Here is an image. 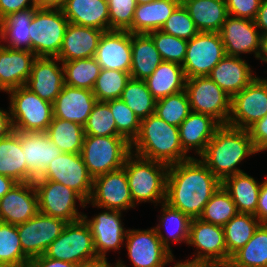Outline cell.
I'll list each match as a JSON object with an SVG mask.
<instances>
[{
    "mask_svg": "<svg viewBox=\"0 0 267 267\" xmlns=\"http://www.w3.org/2000/svg\"><path fill=\"white\" fill-rule=\"evenodd\" d=\"M63 86L62 62L57 57H36L25 87L41 99L53 103Z\"/></svg>",
    "mask_w": 267,
    "mask_h": 267,
    "instance_id": "44dd1931",
    "label": "cell"
},
{
    "mask_svg": "<svg viewBox=\"0 0 267 267\" xmlns=\"http://www.w3.org/2000/svg\"><path fill=\"white\" fill-rule=\"evenodd\" d=\"M29 260L23 253L17 226L0 221V262L27 267Z\"/></svg>",
    "mask_w": 267,
    "mask_h": 267,
    "instance_id": "7bdbcfd3",
    "label": "cell"
},
{
    "mask_svg": "<svg viewBox=\"0 0 267 267\" xmlns=\"http://www.w3.org/2000/svg\"><path fill=\"white\" fill-rule=\"evenodd\" d=\"M160 30L187 41L199 33L182 3L174 10Z\"/></svg>",
    "mask_w": 267,
    "mask_h": 267,
    "instance_id": "f907efd6",
    "label": "cell"
},
{
    "mask_svg": "<svg viewBox=\"0 0 267 267\" xmlns=\"http://www.w3.org/2000/svg\"><path fill=\"white\" fill-rule=\"evenodd\" d=\"M83 128L85 135L120 136L113 114L106 102L97 101Z\"/></svg>",
    "mask_w": 267,
    "mask_h": 267,
    "instance_id": "7dc6e473",
    "label": "cell"
},
{
    "mask_svg": "<svg viewBox=\"0 0 267 267\" xmlns=\"http://www.w3.org/2000/svg\"><path fill=\"white\" fill-rule=\"evenodd\" d=\"M21 147L26 161V182H33L62 152L46 132H21Z\"/></svg>",
    "mask_w": 267,
    "mask_h": 267,
    "instance_id": "603a6c76",
    "label": "cell"
},
{
    "mask_svg": "<svg viewBox=\"0 0 267 267\" xmlns=\"http://www.w3.org/2000/svg\"><path fill=\"white\" fill-rule=\"evenodd\" d=\"M147 34L152 38L163 61L183 64L187 50V40L166 34L161 30L151 31Z\"/></svg>",
    "mask_w": 267,
    "mask_h": 267,
    "instance_id": "c3c4849f",
    "label": "cell"
},
{
    "mask_svg": "<svg viewBox=\"0 0 267 267\" xmlns=\"http://www.w3.org/2000/svg\"><path fill=\"white\" fill-rule=\"evenodd\" d=\"M106 103L113 114L118 134L131 144L139 133L140 120L121 99L109 100Z\"/></svg>",
    "mask_w": 267,
    "mask_h": 267,
    "instance_id": "681fc988",
    "label": "cell"
},
{
    "mask_svg": "<svg viewBox=\"0 0 267 267\" xmlns=\"http://www.w3.org/2000/svg\"><path fill=\"white\" fill-rule=\"evenodd\" d=\"M68 24L62 9L35 8L29 27L31 52L36 57H58Z\"/></svg>",
    "mask_w": 267,
    "mask_h": 267,
    "instance_id": "52a82bcc",
    "label": "cell"
},
{
    "mask_svg": "<svg viewBox=\"0 0 267 267\" xmlns=\"http://www.w3.org/2000/svg\"><path fill=\"white\" fill-rule=\"evenodd\" d=\"M13 131L10 110L0 108V139L6 137Z\"/></svg>",
    "mask_w": 267,
    "mask_h": 267,
    "instance_id": "91938a15",
    "label": "cell"
},
{
    "mask_svg": "<svg viewBox=\"0 0 267 267\" xmlns=\"http://www.w3.org/2000/svg\"><path fill=\"white\" fill-rule=\"evenodd\" d=\"M62 65L64 84L87 90H93L102 69L95 57L62 62Z\"/></svg>",
    "mask_w": 267,
    "mask_h": 267,
    "instance_id": "60d3db41",
    "label": "cell"
},
{
    "mask_svg": "<svg viewBox=\"0 0 267 267\" xmlns=\"http://www.w3.org/2000/svg\"><path fill=\"white\" fill-rule=\"evenodd\" d=\"M110 30L127 31L133 23L135 0H107Z\"/></svg>",
    "mask_w": 267,
    "mask_h": 267,
    "instance_id": "816d5d0a",
    "label": "cell"
},
{
    "mask_svg": "<svg viewBox=\"0 0 267 267\" xmlns=\"http://www.w3.org/2000/svg\"><path fill=\"white\" fill-rule=\"evenodd\" d=\"M0 267H12V266H10V265L7 264V263L0 262Z\"/></svg>",
    "mask_w": 267,
    "mask_h": 267,
    "instance_id": "89a4df30",
    "label": "cell"
},
{
    "mask_svg": "<svg viewBox=\"0 0 267 267\" xmlns=\"http://www.w3.org/2000/svg\"><path fill=\"white\" fill-rule=\"evenodd\" d=\"M105 266V259L96 258L91 261L78 263L75 267H104Z\"/></svg>",
    "mask_w": 267,
    "mask_h": 267,
    "instance_id": "03108f58",
    "label": "cell"
},
{
    "mask_svg": "<svg viewBox=\"0 0 267 267\" xmlns=\"http://www.w3.org/2000/svg\"><path fill=\"white\" fill-rule=\"evenodd\" d=\"M267 115V81L258 76L231 98L228 125L248 130Z\"/></svg>",
    "mask_w": 267,
    "mask_h": 267,
    "instance_id": "5bb4252c",
    "label": "cell"
},
{
    "mask_svg": "<svg viewBox=\"0 0 267 267\" xmlns=\"http://www.w3.org/2000/svg\"><path fill=\"white\" fill-rule=\"evenodd\" d=\"M0 174L16 182H26V161L20 131H12L0 139Z\"/></svg>",
    "mask_w": 267,
    "mask_h": 267,
    "instance_id": "8d00e7d4",
    "label": "cell"
},
{
    "mask_svg": "<svg viewBox=\"0 0 267 267\" xmlns=\"http://www.w3.org/2000/svg\"><path fill=\"white\" fill-rule=\"evenodd\" d=\"M130 79L131 75L128 72L101 69L92 90L93 94L100 102L120 99L122 91Z\"/></svg>",
    "mask_w": 267,
    "mask_h": 267,
    "instance_id": "bcb514c9",
    "label": "cell"
},
{
    "mask_svg": "<svg viewBox=\"0 0 267 267\" xmlns=\"http://www.w3.org/2000/svg\"><path fill=\"white\" fill-rule=\"evenodd\" d=\"M75 265L71 262L49 258L44 254L30 259L27 267H75Z\"/></svg>",
    "mask_w": 267,
    "mask_h": 267,
    "instance_id": "9f6ffc18",
    "label": "cell"
},
{
    "mask_svg": "<svg viewBox=\"0 0 267 267\" xmlns=\"http://www.w3.org/2000/svg\"><path fill=\"white\" fill-rule=\"evenodd\" d=\"M208 77L232 98L257 76L253 75L252 68L242 57L225 55Z\"/></svg>",
    "mask_w": 267,
    "mask_h": 267,
    "instance_id": "484cf974",
    "label": "cell"
},
{
    "mask_svg": "<svg viewBox=\"0 0 267 267\" xmlns=\"http://www.w3.org/2000/svg\"><path fill=\"white\" fill-rule=\"evenodd\" d=\"M261 184L262 182L259 183L246 172L236 173L222 182L223 188L235 203L238 213L253 215L256 214Z\"/></svg>",
    "mask_w": 267,
    "mask_h": 267,
    "instance_id": "836d02e7",
    "label": "cell"
},
{
    "mask_svg": "<svg viewBox=\"0 0 267 267\" xmlns=\"http://www.w3.org/2000/svg\"><path fill=\"white\" fill-rule=\"evenodd\" d=\"M99 209L125 211L136 207L134 204L125 169L108 172L93 179V189L89 201L85 202Z\"/></svg>",
    "mask_w": 267,
    "mask_h": 267,
    "instance_id": "9a60e30c",
    "label": "cell"
},
{
    "mask_svg": "<svg viewBox=\"0 0 267 267\" xmlns=\"http://www.w3.org/2000/svg\"><path fill=\"white\" fill-rule=\"evenodd\" d=\"M67 223L63 219L39 212L28 221L17 225L23 253L29 259L44 255L49 245L60 236Z\"/></svg>",
    "mask_w": 267,
    "mask_h": 267,
    "instance_id": "e0dca14e",
    "label": "cell"
},
{
    "mask_svg": "<svg viewBox=\"0 0 267 267\" xmlns=\"http://www.w3.org/2000/svg\"><path fill=\"white\" fill-rule=\"evenodd\" d=\"M35 8L9 13L0 20V45L14 49L31 51L30 24ZM4 42V43H1Z\"/></svg>",
    "mask_w": 267,
    "mask_h": 267,
    "instance_id": "f546056e",
    "label": "cell"
},
{
    "mask_svg": "<svg viewBox=\"0 0 267 267\" xmlns=\"http://www.w3.org/2000/svg\"><path fill=\"white\" fill-rule=\"evenodd\" d=\"M96 103L97 98L92 90L64 84L60 94L52 103L53 117L84 126Z\"/></svg>",
    "mask_w": 267,
    "mask_h": 267,
    "instance_id": "cb8c5ba5",
    "label": "cell"
},
{
    "mask_svg": "<svg viewBox=\"0 0 267 267\" xmlns=\"http://www.w3.org/2000/svg\"><path fill=\"white\" fill-rule=\"evenodd\" d=\"M124 246L133 267H165L175 262L174 255L163 244L154 227L150 229H128ZM117 262L123 266L122 260Z\"/></svg>",
    "mask_w": 267,
    "mask_h": 267,
    "instance_id": "8fae6325",
    "label": "cell"
},
{
    "mask_svg": "<svg viewBox=\"0 0 267 267\" xmlns=\"http://www.w3.org/2000/svg\"><path fill=\"white\" fill-rule=\"evenodd\" d=\"M225 55L219 32H199L188 40L182 64L186 79L208 76Z\"/></svg>",
    "mask_w": 267,
    "mask_h": 267,
    "instance_id": "7c38bea8",
    "label": "cell"
},
{
    "mask_svg": "<svg viewBox=\"0 0 267 267\" xmlns=\"http://www.w3.org/2000/svg\"><path fill=\"white\" fill-rule=\"evenodd\" d=\"M228 15L254 20L262 0H225Z\"/></svg>",
    "mask_w": 267,
    "mask_h": 267,
    "instance_id": "f5cc1de1",
    "label": "cell"
},
{
    "mask_svg": "<svg viewBox=\"0 0 267 267\" xmlns=\"http://www.w3.org/2000/svg\"><path fill=\"white\" fill-rule=\"evenodd\" d=\"M36 8L62 9L67 0H34Z\"/></svg>",
    "mask_w": 267,
    "mask_h": 267,
    "instance_id": "6125c7cd",
    "label": "cell"
},
{
    "mask_svg": "<svg viewBox=\"0 0 267 267\" xmlns=\"http://www.w3.org/2000/svg\"><path fill=\"white\" fill-rule=\"evenodd\" d=\"M199 32H219L228 17L225 0H181Z\"/></svg>",
    "mask_w": 267,
    "mask_h": 267,
    "instance_id": "1f68e13d",
    "label": "cell"
},
{
    "mask_svg": "<svg viewBox=\"0 0 267 267\" xmlns=\"http://www.w3.org/2000/svg\"><path fill=\"white\" fill-rule=\"evenodd\" d=\"M162 214L159 217V224L156 225L155 230L162 244L172 253L170 243H186L188 244L189 230L191 218L179 210L171 208L167 203L161 204ZM167 236L163 233L162 229ZM172 241V242H170ZM183 241V242H182Z\"/></svg>",
    "mask_w": 267,
    "mask_h": 267,
    "instance_id": "d590c367",
    "label": "cell"
},
{
    "mask_svg": "<svg viewBox=\"0 0 267 267\" xmlns=\"http://www.w3.org/2000/svg\"><path fill=\"white\" fill-rule=\"evenodd\" d=\"M132 33L110 30L103 32L98 42L95 59L102 69L130 73Z\"/></svg>",
    "mask_w": 267,
    "mask_h": 267,
    "instance_id": "7402d4cb",
    "label": "cell"
},
{
    "mask_svg": "<svg viewBox=\"0 0 267 267\" xmlns=\"http://www.w3.org/2000/svg\"><path fill=\"white\" fill-rule=\"evenodd\" d=\"M122 215L121 211L109 209L95 214L92 219L84 214L83 218L91 229L98 258L107 260L108 251L116 252L122 248L128 230L124 228Z\"/></svg>",
    "mask_w": 267,
    "mask_h": 267,
    "instance_id": "d6986e66",
    "label": "cell"
},
{
    "mask_svg": "<svg viewBox=\"0 0 267 267\" xmlns=\"http://www.w3.org/2000/svg\"><path fill=\"white\" fill-rule=\"evenodd\" d=\"M251 140L258 152L267 151V115L248 129Z\"/></svg>",
    "mask_w": 267,
    "mask_h": 267,
    "instance_id": "db71d44e",
    "label": "cell"
},
{
    "mask_svg": "<svg viewBox=\"0 0 267 267\" xmlns=\"http://www.w3.org/2000/svg\"><path fill=\"white\" fill-rule=\"evenodd\" d=\"M191 111L211 116L220 125L228 123L231 98L208 76L186 79Z\"/></svg>",
    "mask_w": 267,
    "mask_h": 267,
    "instance_id": "9c48e42d",
    "label": "cell"
},
{
    "mask_svg": "<svg viewBox=\"0 0 267 267\" xmlns=\"http://www.w3.org/2000/svg\"><path fill=\"white\" fill-rule=\"evenodd\" d=\"M7 94L13 131H47L53 118L51 102L41 99L25 86L12 89Z\"/></svg>",
    "mask_w": 267,
    "mask_h": 267,
    "instance_id": "8992f818",
    "label": "cell"
},
{
    "mask_svg": "<svg viewBox=\"0 0 267 267\" xmlns=\"http://www.w3.org/2000/svg\"><path fill=\"white\" fill-rule=\"evenodd\" d=\"M39 213L38 197L33 182H17L0 199V221L22 224Z\"/></svg>",
    "mask_w": 267,
    "mask_h": 267,
    "instance_id": "ffe728a7",
    "label": "cell"
},
{
    "mask_svg": "<svg viewBox=\"0 0 267 267\" xmlns=\"http://www.w3.org/2000/svg\"><path fill=\"white\" fill-rule=\"evenodd\" d=\"M104 267H123L118 262L115 264H109L107 260H105V266Z\"/></svg>",
    "mask_w": 267,
    "mask_h": 267,
    "instance_id": "003e7915",
    "label": "cell"
},
{
    "mask_svg": "<svg viewBox=\"0 0 267 267\" xmlns=\"http://www.w3.org/2000/svg\"><path fill=\"white\" fill-rule=\"evenodd\" d=\"M131 144L122 136L85 135L81 157L94 179L124 166Z\"/></svg>",
    "mask_w": 267,
    "mask_h": 267,
    "instance_id": "5b68a950",
    "label": "cell"
},
{
    "mask_svg": "<svg viewBox=\"0 0 267 267\" xmlns=\"http://www.w3.org/2000/svg\"><path fill=\"white\" fill-rule=\"evenodd\" d=\"M260 224L253 214L237 213L223 226L225 245L230 258L252 238Z\"/></svg>",
    "mask_w": 267,
    "mask_h": 267,
    "instance_id": "74e56055",
    "label": "cell"
},
{
    "mask_svg": "<svg viewBox=\"0 0 267 267\" xmlns=\"http://www.w3.org/2000/svg\"><path fill=\"white\" fill-rule=\"evenodd\" d=\"M33 184L37 192L39 212L68 223L83 218L84 213L77 210L76 202L79 201L80 207L85 208L86 201L77 192L50 180H34Z\"/></svg>",
    "mask_w": 267,
    "mask_h": 267,
    "instance_id": "30bf717a",
    "label": "cell"
},
{
    "mask_svg": "<svg viewBox=\"0 0 267 267\" xmlns=\"http://www.w3.org/2000/svg\"><path fill=\"white\" fill-rule=\"evenodd\" d=\"M62 11L69 23L110 31L107 0H67Z\"/></svg>",
    "mask_w": 267,
    "mask_h": 267,
    "instance_id": "f1b7e54d",
    "label": "cell"
},
{
    "mask_svg": "<svg viewBox=\"0 0 267 267\" xmlns=\"http://www.w3.org/2000/svg\"><path fill=\"white\" fill-rule=\"evenodd\" d=\"M131 152L167 165L193 158L182 149L179 127L168 124L156 114L140 121L139 133L131 143Z\"/></svg>",
    "mask_w": 267,
    "mask_h": 267,
    "instance_id": "3957f363",
    "label": "cell"
},
{
    "mask_svg": "<svg viewBox=\"0 0 267 267\" xmlns=\"http://www.w3.org/2000/svg\"><path fill=\"white\" fill-rule=\"evenodd\" d=\"M187 245L197 249L192 260L208 261L218 267H226L231 260L225 245L223 227L200 218L191 219Z\"/></svg>",
    "mask_w": 267,
    "mask_h": 267,
    "instance_id": "2e32d148",
    "label": "cell"
},
{
    "mask_svg": "<svg viewBox=\"0 0 267 267\" xmlns=\"http://www.w3.org/2000/svg\"><path fill=\"white\" fill-rule=\"evenodd\" d=\"M226 267H267V224H260L252 238L232 257Z\"/></svg>",
    "mask_w": 267,
    "mask_h": 267,
    "instance_id": "f35d334b",
    "label": "cell"
},
{
    "mask_svg": "<svg viewBox=\"0 0 267 267\" xmlns=\"http://www.w3.org/2000/svg\"><path fill=\"white\" fill-rule=\"evenodd\" d=\"M257 60L267 63V34L261 36V50Z\"/></svg>",
    "mask_w": 267,
    "mask_h": 267,
    "instance_id": "e7e4bbea",
    "label": "cell"
},
{
    "mask_svg": "<svg viewBox=\"0 0 267 267\" xmlns=\"http://www.w3.org/2000/svg\"><path fill=\"white\" fill-rule=\"evenodd\" d=\"M104 31L69 23L66 27L58 59L68 62L94 57Z\"/></svg>",
    "mask_w": 267,
    "mask_h": 267,
    "instance_id": "4316f807",
    "label": "cell"
},
{
    "mask_svg": "<svg viewBox=\"0 0 267 267\" xmlns=\"http://www.w3.org/2000/svg\"><path fill=\"white\" fill-rule=\"evenodd\" d=\"M191 112L185 90L156 100L155 113L170 125L179 127Z\"/></svg>",
    "mask_w": 267,
    "mask_h": 267,
    "instance_id": "f6af8a7d",
    "label": "cell"
},
{
    "mask_svg": "<svg viewBox=\"0 0 267 267\" xmlns=\"http://www.w3.org/2000/svg\"><path fill=\"white\" fill-rule=\"evenodd\" d=\"M255 216L261 224H267V175L261 184Z\"/></svg>",
    "mask_w": 267,
    "mask_h": 267,
    "instance_id": "6f0895ef",
    "label": "cell"
},
{
    "mask_svg": "<svg viewBox=\"0 0 267 267\" xmlns=\"http://www.w3.org/2000/svg\"><path fill=\"white\" fill-rule=\"evenodd\" d=\"M237 213L235 203L221 185L205 205L204 211L199 218L204 222L223 227Z\"/></svg>",
    "mask_w": 267,
    "mask_h": 267,
    "instance_id": "ee69618b",
    "label": "cell"
},
{
    "mask_svg": "<svg viewBox=\"0 0 267 267\" xmlns=\"http://www.w3.org/2000/svg\"><path fill=\"white\" fill-rule=\"evenodd\" d=\"M130 194L134 204L156 203L166 200L169 165L130 153L124 163Z\"/></svg>",
    "mask_w": 267,
    "mask_h": 267,
    "instance_id": "277c9868",
    "label": "cell"
},
{
    "mask_svg": "<svg viewBox=\"0 0 267 267\" xmlns=\"http://www.w3.org/2000/svg\"><path fill=\"white\" fill-rule=\"evenodd\" d=\"M226 55L242 57L254 54L258 58L261 50V33L254 20L228 15L219 31Z\"/></svg>",
    "mask_w": 267,
    "mask_h": 267,
    "instance_id": "ac0fdd59",
    "label": "cell"
},
{
    "mask_svg": "<svg viewBox=\"0 0 267 267\" xmlns=\"http://www.w3.org/2000/svg\"><path fill=\"white\" fill-rule=\"evenodd\" d=\"M254 23L260 29L261 35L267 34V0L261 1Z\"/></svg>",
    "mask_w": 267,
    "mask_h": 267,
    "instance_id": "680465c9",
    "label": "cell"
},
{
    "mask_svg": "<svg viewBox=\"0 0 267 267\" xmlns=\"http://www.w3.org/2000/svg\"><path fill=\"white\" fill-rule=\"evenodd\" d=\"M131 48V78L146 80L163 61L160 53L147 33H132Z\"/></svg>",
    "mask_w": 267,
    "mask_h": 267,
    "instance_id": "d6a6232c",
    "label": "cell"
},
{
    "mask_svg": "<svg viewBox=\"0 0 267 267\" xmlns=\"http://www.w3.org/2000/svg\"><path fill=\"white\" fill-rule=\"evenodd\" d=\"M120 99L140 121L155 113L156 99L149 91L145 80L131 78L122 91Z\"/></svg>",
    "mask_w": 267,
    "mask_h": 267,
    "instance_id": "b9f144b4",
    "label": "cell"
},
{
    "mask_svg": "<svg viewBox=\"0 0 267 267\" xmlns=\"http://www.w3.org/2000/svg\"><path fill=\"white\" fill-rule=\"evenodd\" d=\"M36 55L0 45V91L8 92L26 85Z\"/></svg>",
    "mask_w": 267,
    "mask_h": 267,
    "instance_id": "d4e9b609",
    "label": "cell"
},
{
    "mask_svg": "<svg viewBox=\"0 0 267 267\" xmlns=\"http://www.w3.org/2000/svg\"><path fill=\"white\" fill-rule=\"evenodd\" d=\"M172 267H218V266L208 261L187 259L184 262L182 261L176 262Z\"/></svg>",
    "mask_w": 267,
    "mask_h": 267,
    "instance_id": "94428289",
    "label": "cell"
},
{
    "mask_svg": "<svg viewBox=\"0 0 267 267\" xmlns=\"http://www.w3.org/2000/svg\"><path fill=\"white\" fill-rule=\"evenodd\" d=\"M35 180L59 182L77 192L85 201H89L92 194L93 178L88 173L80 153L62 152Z\"/></svg>",
    "mask_w": 267,
    "mask_h": 267,
    "instance_id": "4fadbf2b",
    "label": "cell"
},
{
    "mask_svg": "<svg viewBox=\"0 0 267 267\" xmlns=\"http://www.w3.org/2000/svg\"><path fill=\"white\" fill-rule=\"evenodd\" d=\"M257 153L248 130L225 124L216 129L205 151L198 157L223 182L236 173L244 172L238 165Z\"/></svg>",
    "mask_w": 267,
    "mask_h": 267,
    "instance_id": "7a4b0ae2",
    "label": "cell"
},
{
    "mask_svg": "<svg viewBox=\"0 0 267 267\" xmlns=\"http://www.w3.org/2000/svg\"><path fill=\"white\" fill-rule=\"evenodd\" d=\"M36 8L34 0H0V20L9 13Z\"/></svg>",
    "mask_w": 267,
    "mask_h": 267,
    "instance_id": "11a10c76",
    "label": "cell"
},
{
    "mask_svg": "<svg viewBox=\"0 0 267 267\" xmlns=\"http://www.w3.org/2000/svg\"><path fill=\"white\" fill-rule=\"evenodd\" d=\"M46 133L61 152L74 154L81 152L85 137L82 125L53 117Z\"/></svg>",
    "mask_w": 267,
    "mask_h": 267,
    "instance_id": "ab89813d",
    "label": "cell"
},
{
    "mask_svg": "<svg viewBox=\"0 0 267 267\" xmlns=\"http://www.w3.org/2000/svg\"><path fill=\"white\" fill-rule=\"evenodd\" d=\"M17 182L8 176L0 174V199L16 184Z\"/></svg>",
    "mask_w": 267,
    "mask_h": 267,
    "instance_id": "be15d7a7",
    "label": "cell"
},
{
    "mask_svg": "<svg viewBox=\"0 0 267 267\" xmlns=\"http://www.w3.org/2000/svg\"><path fill=\"white\" fill-rule=\"evenodd\" d=\"M221 185L200 158L193 157L169 165L165 203L191 219L199 218Z\"/></svg>",
    "mask_w": 267,
    "mask_h": 267,
    "instance_id": "6da1fadb",
    "label": "cell"
},
{
    "mask_svg": "<svg viewBox=\"0 0 267 267\" xmlns=\"http://www.w3.org/2000/svg\"><path fill=\"white\" fill-rule=\"evenodd\" d=\"M145 82L152 96L158 100L185 90L186 76L182 65L162 61Z\"/></svg>",
    "mask_w": 267,
    "mask_h": 267,
    "instance_id": "e575fe53",
    "label": "cell"
},
{
    "mask_svg": "<svg viewBox=\"0 0 267 267\" xmlns=\"http://www.w3.org/2000/svg\"><path fill=\"white\" fill-rule=\"evenodd\" d=\"M45 255L74 264L98 258L91 229L84 218L67 223L60 236L49 245Z\"/></svg>",
    "mask_w": 267,
    "mask_h": 267,
    "instance_id": "ba28073f",
    "label": "cell"
},
{
    "mask_svg": "<svg viewBox=\"0 0 267 267\" xmlns=\"http://www.w3.org/2000/svg\"><path fill=\"white\" fill-rule=\"evenodd\" d=\"M181 0H155L145 4H137L134 11L130 33H149L160 30Z\"/></svg>",
    "mask_w": 267,
    "mask_h": 267,
    "instance_id": "4dcf8cb0",
    "label": "cell"
},
{
    "mask_svg": "<svg viewBox=\"0 0 267 267\" xmlns=\"http://www.w3.org/2000/svg\"><path fill=\"white\" fill-rule=\"evenodd\" d=\"M136 4H145V3H149L155 0H135Z\"/></svg>",
    "mask_w": 267,
    "mask_h": 267,
    "instance_id": "a7ac6f4b",
    "label": "cell"
},
{
    "mask_svg": "<svg viewBox=\"0 0 267 267\" xmlns=\"http://www.w3.org/2000/svg\"><path fill=\"white\" fill-rule=\"evenodd\" d=\"M219 126L220 124L211 116L191 111L179 125L182 149L187 154L195 150L197 156H200Z\"/></svg>",
    "mask_w": 267,
    "mask_h": 267,
    "instance_id": "83f0119b",
    "label": "cell"
}]
</instances>
